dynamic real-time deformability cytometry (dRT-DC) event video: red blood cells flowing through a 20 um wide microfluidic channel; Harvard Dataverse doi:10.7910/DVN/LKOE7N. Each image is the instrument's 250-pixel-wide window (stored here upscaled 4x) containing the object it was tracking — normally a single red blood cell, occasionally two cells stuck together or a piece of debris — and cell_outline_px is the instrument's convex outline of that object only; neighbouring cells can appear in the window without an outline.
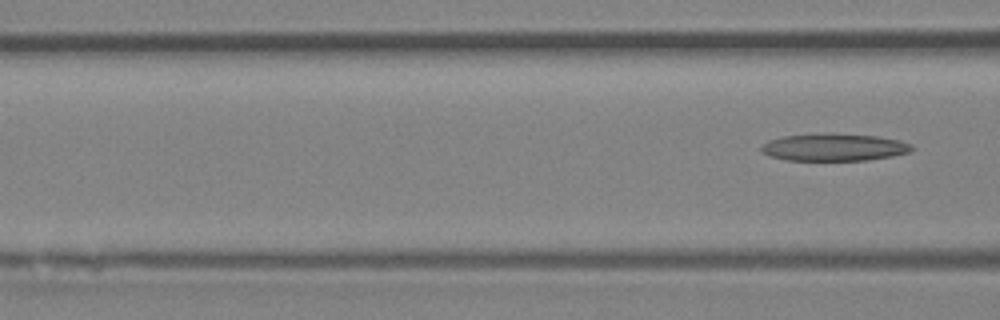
{"species": "Egyptian fruit bat (a non-hibernating species)", "species_latin": "Rousettus aegyptiacus", "temperature_condition": "room temperature", "stored_images_in_passage": 7, "segment_of_instrument_passage": [2, 2], "camera_frame_rate_fps": 3000, "um_per_image_px": 0.085, "animal": {"sex": "female"}, "frame": {"image": 1, "passage_image": 7, "time_ms": 7.0, "image_size_px": [1000, 320], "cell_outline_px": [[912, 152], [892, 156], [868, 160], [788, 160], [768, 156], [760, 152], [760, 148], [768, 140], [780, 136], [832, 132], [876, 136], [900, 140], [912, 144]], "centroid_in_image_um": [70.88, 12.5], "position_along_channel_um": 95.7, "area_um2": 24.39}}